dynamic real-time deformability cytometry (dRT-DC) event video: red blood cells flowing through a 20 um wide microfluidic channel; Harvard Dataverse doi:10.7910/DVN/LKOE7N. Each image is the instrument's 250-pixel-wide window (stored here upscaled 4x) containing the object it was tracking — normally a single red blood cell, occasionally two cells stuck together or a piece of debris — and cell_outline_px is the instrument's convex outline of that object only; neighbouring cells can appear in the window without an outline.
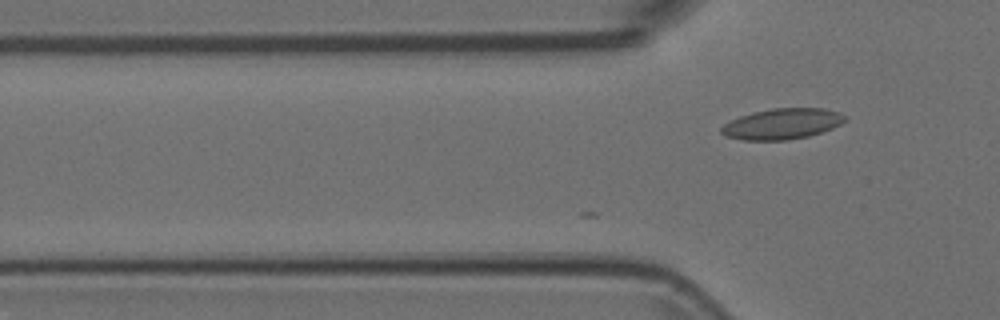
{"species": "Egyptian fruit bat (a non-hibernating species)", "species_latin": "Rousettus aegyptiacus", "temperature_condition": "room temperature", "stored_images_in_passage": 3, "camera_frame_rate_fps": 3000, "um_per_image_px": 0.085, "animal": {"sex": "female"}, "frame": {"image": 1, "passage_image": 3, "time_ms": 0.667, "image_size_px": [1000, 320], "cell_outline_px": [[848, 116], [840, 124], [832, 128], [808, 136], [788, 140], [744, 140], [724, 136], [720, 132], [720, 128], [724, 124], [740, 116], [752, 112], [772, 108], [824, 108], [840, 112]], "centroid_in_image_um": [66.48, 10.52], "position_along_channel_um": 59.3, "area_um2": 22.2}}